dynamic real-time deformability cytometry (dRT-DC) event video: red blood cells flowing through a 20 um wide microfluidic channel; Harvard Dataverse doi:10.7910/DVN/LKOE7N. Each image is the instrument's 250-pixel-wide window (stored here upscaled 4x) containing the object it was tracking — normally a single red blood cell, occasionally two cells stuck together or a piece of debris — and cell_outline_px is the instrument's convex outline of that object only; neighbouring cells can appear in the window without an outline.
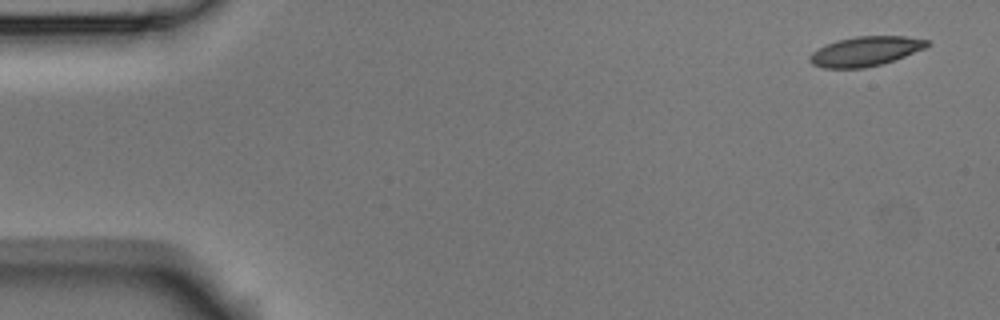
{"species": "Egyptian fruit bat (a non-hibernating species)", "species_latin": "Rousettus aegyptiacus", "temperature_condition": "room temperature", "stored_images_in_passage": 9, "camera_frame_rate_fps": 3000, "um_per_image_px": 0.085, "animal": {"sex": "male"}, "frame": {"image": 1, "passage_image": 1, "time_ms": 0.0, "image_size_px": [1000, 320], "cell_outline_px": [[928, 44], [924, 48], [904, 56], [880, 64], [864, 68], [824, 68], [812, 64], [808, 60], [808, 56], [812, 52], [836, 40], [856, 36], [908, 36], [928, 40]], "centroid_in_image_um": [73.52, 4.35], "position_along_channel_um": 11.5, "area_um2": 20.0}}
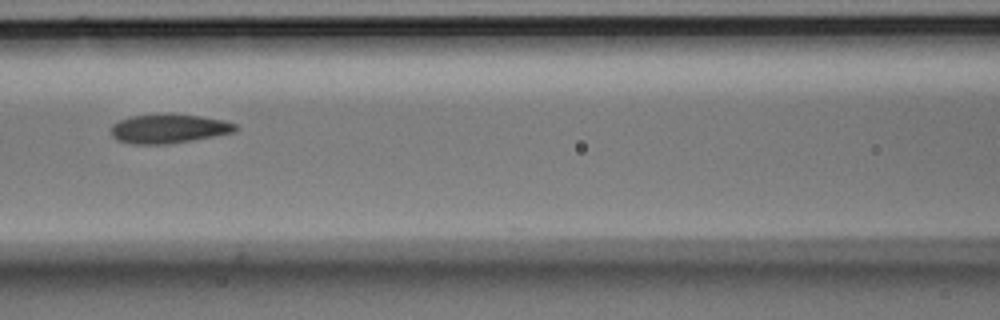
{"frame": {"image": 2, "passage_image": 7, "time_ms": 2.0, "image_size_px": [1000, 320], "cell_outline_px": [[240, 128], [236, 132], [192, 140], [168, 144], [132, 144], [116, 140], [112, 136], [112, 124], [120, 120], [132, 116], [168, 112], [200, 116], [224, 120], [236, 124]], "centroid_in_image_um": [14.37, 10.92], "position_along_channel_um": 152.2, "area_um2": 21.5}}
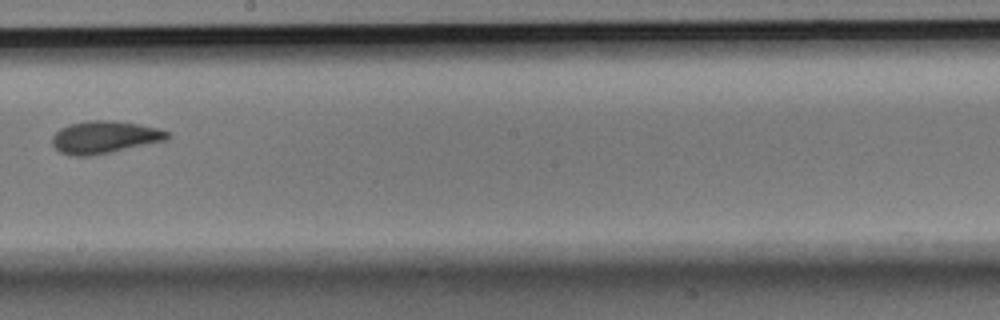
{"frame": {"image": 3, "passage_image": 9, "time_ms": 2.667, "image_size_px": [1000, 320], "cell_outline_px": [[172, 136], [164, 140], [108, 152], [88, 156], [72, 156], [60, 152], [52, 144], [52, 136], [60, 128], [68, 124], [88, 120], [112, 120], [140, 124], [172, 132]], "centroid_in_image_um": [8.86, 11.64], "position_along_channel_um": 239.3, "area_um2": 21.62}}